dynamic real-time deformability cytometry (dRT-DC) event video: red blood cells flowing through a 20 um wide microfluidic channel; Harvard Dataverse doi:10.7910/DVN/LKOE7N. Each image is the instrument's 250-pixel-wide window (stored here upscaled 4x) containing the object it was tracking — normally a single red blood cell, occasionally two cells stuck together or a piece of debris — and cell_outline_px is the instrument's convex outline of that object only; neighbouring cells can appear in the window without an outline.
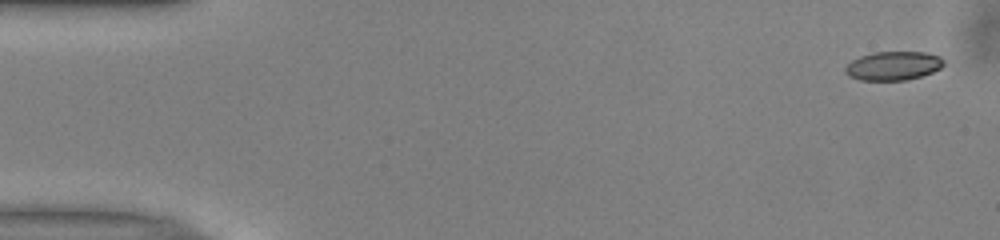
{"species": "common noctule bat (a hibernating species)", "species_latin": "Nyctalus noctula", "temperature_condition": "warm", "stored_images_in_passage": 15, "segment_of_instrument_passage": [1, 2], "camera_frame_rate_fps": 3000, "um_per_image_px": 0.085, "animal": {"sex": "male", "body_mass_g": 13.0, "forearm_length_mm": 53.1}, "frame": {"image": 1, "passage_image": 1, "time_ms": 0.0, "image_size_px": [1000, 240], "cell_outline_px": [[944, 64], [940, 68], [932, 72], [920, 76], [904, 80], [860, 80], [848, 76], [844, 72], [844, 68], [852, 60], [860, 56], [872, 52], [924, 52], [940, 56], [944, 60]], "centroid_in_image_um": [75.9, 5.59], "position_along_channel_um": 9.1, "area_um2": 16.53}}
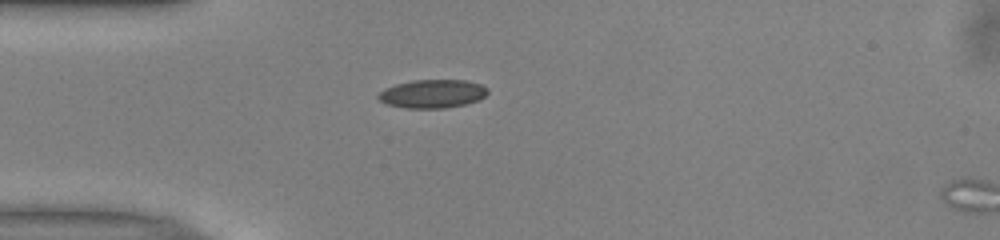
{"frame": {"image": 2, "passage_image": 13, "time_ms": 4.0, "image_size_px": [1000, 240], "cell_outline_px": [[488, 92], [484, 96], [476, 100], [464, 104], [444, 108], [408, 108], [388, 104], [380, 100], [376, 96], [384, 88], [396, 84], [412, 80], [468, 80], [480, 84], [488, 88]], "centroid_in_image_um": [36.75, 7.96], "position_along_channel_um": 48.3, "area_um2": 17.98}}